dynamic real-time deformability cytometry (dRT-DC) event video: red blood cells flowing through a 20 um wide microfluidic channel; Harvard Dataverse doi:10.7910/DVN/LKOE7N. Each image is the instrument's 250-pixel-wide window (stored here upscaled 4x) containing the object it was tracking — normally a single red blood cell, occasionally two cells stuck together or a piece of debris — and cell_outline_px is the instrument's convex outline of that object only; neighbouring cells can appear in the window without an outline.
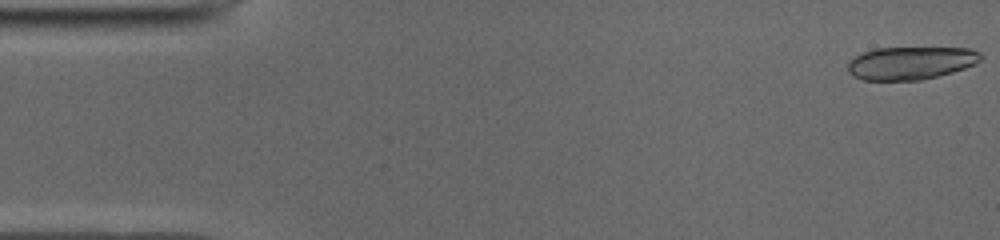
{"species": "common noctule bat (a hibernating species)", "species_latin": "Nyctalus noctula", "temperature_condition": "cold", "stored_images_in_passage": 16, "camera_frame_rate_fps": 3000, "um_per_image_px": 0.085, "animal": {"sex": "male", "body_mass_g": 19.0, "forearm_length_mm": 50.8}, "frame": {"image": 1, "passage_image": 1, "time_ms": 0.0, "image_size_px": [1000, 240], "cell_outline_px": [[984, 56], [980, 60], [964, 68], [952, 72], [920, 80], [864, 80], [852, 76], [848, 72], [848, 60], [864, 52], [876, 48], [972, 48], [980, 52]], "centroid_in_image_um": [77.4, 5.35], "position_along_channel_um": 7.6, "area_um2": 25.43}}
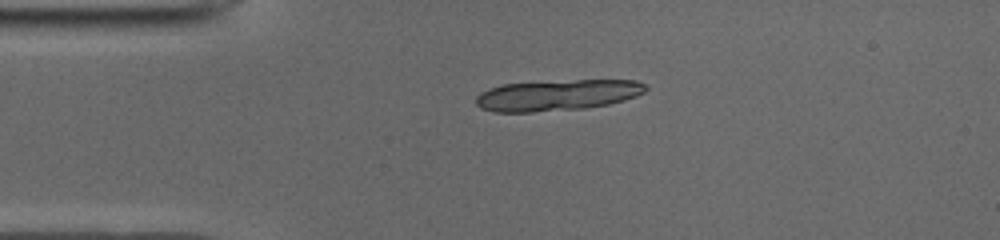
{"frame": {"image": 2, "passage_image": 11, "time_ms": 3.333, "image_size_px": [1000, 240], "cell_outline_px": [[648, 88], [644, 92], [636, 96], [624, 100], [608, 104], [584, 108], [532, 112], [492, 112], [480, 108], [476, 104], [476, 96], [480, 92], [504, 84], [576, 80], [636, 80], [644, 84]], "centroid_in_image_um": [47.36, 8.09], "position_along_channel_um": 37.6, "area_um2": 30.46}}